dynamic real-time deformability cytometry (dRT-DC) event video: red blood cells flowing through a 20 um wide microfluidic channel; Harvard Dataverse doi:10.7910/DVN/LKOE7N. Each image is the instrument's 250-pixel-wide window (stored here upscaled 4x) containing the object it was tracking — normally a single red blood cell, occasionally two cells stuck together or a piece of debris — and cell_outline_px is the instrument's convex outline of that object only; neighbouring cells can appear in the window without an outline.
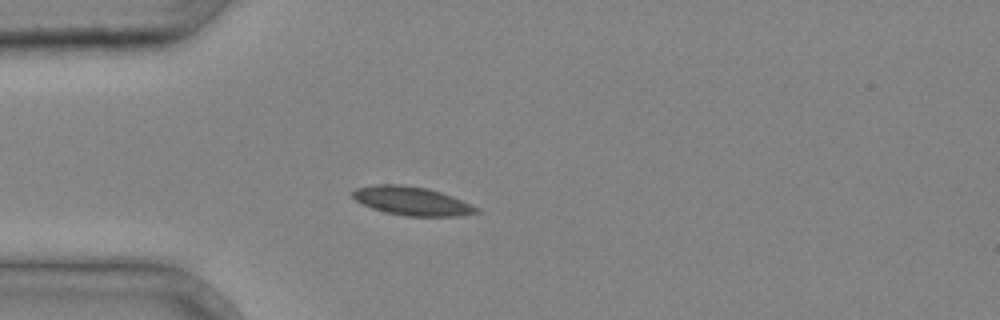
{"species": "common noctule bat (a hibernating species)", "species_latin": "Nyctalus noctula", "temperature_condition": "cold", "stored_images_in_passage": 3, "camera_frame_rate_fps": 3000, "um_per_image_px": 0.085, "animal": {"sex": "male", "body_mass_g": 20.4}, "frame": {"image": 1, "passage_image": 3, "time_ms": 0.667, "image_size_px": [1000, 320], "cell_outline_px": [[480, 212], [460, 216], [404, 216], [384, 212], [372, 208], [356, 200], [352, 196], [352, 192], [356, 188], [376, 184], [396, 184], [428, 188], [452, 196], [472, 204], [480, 208]], "centroid_in_image_um": [35.04, 17.09], "position_along_channel_um": 50.0, "area_um2": 20.69}}